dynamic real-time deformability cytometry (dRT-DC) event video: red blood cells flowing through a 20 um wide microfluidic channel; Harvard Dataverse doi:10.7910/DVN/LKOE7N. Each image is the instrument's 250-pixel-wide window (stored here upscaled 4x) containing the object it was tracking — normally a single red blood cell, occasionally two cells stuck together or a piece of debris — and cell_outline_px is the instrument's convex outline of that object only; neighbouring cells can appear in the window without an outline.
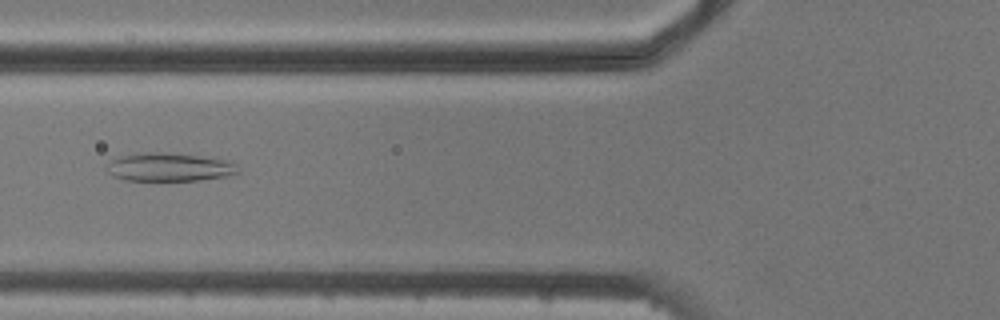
{"species": "common noctule bat (a hibernating species)", "species_latin": "Nyctalus noctula", "temperature_condition": "cold", "stored_images_in_passage": 10, "camera_frame_rate_fps": 3000, "um_per_image_px": 0.085, "animal": {"sex": "male", "body_mass_g": 20.5, "forearm_length_mm": 52.5}, "frame": {"image": 1, "passage_image": 5, "time_ms": 5.667, "image_size_px": [1000, 320], "cell_outline_px": [[240, 172], [224, 176], [196, 180], [124, 180], [112, 176], [108, 172], [108, 160], [120, 156], [144, 152], [160, 152], [196, 156], [228, 160], [236, 164]], "centroid_in_image_um": [14.34, 14.2], "position_along_channel_um": 111.5, "area_um2": 21.44}}
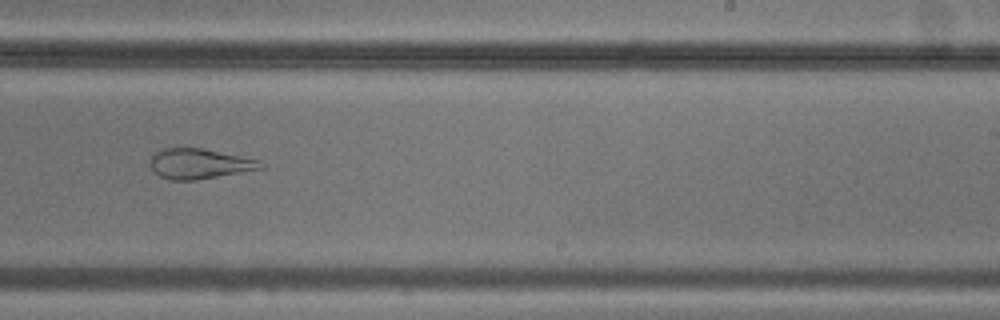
{"frame": {"image": 2, "passage_image": 9, "time_ms": 10.0, "image_size_px": [1000, 320], "cell_outline_px": [[264, 168], [196, 180], [168, 180], [152, 172], [148, 164], [152, 152], [164, 148], [204, 148], [240, 156], [256, 160], [264, 164]], "centroid_in_image_um": [16.85, 13.92], "position_along_channel_um": 272.2, "area_um2": 19.59}}